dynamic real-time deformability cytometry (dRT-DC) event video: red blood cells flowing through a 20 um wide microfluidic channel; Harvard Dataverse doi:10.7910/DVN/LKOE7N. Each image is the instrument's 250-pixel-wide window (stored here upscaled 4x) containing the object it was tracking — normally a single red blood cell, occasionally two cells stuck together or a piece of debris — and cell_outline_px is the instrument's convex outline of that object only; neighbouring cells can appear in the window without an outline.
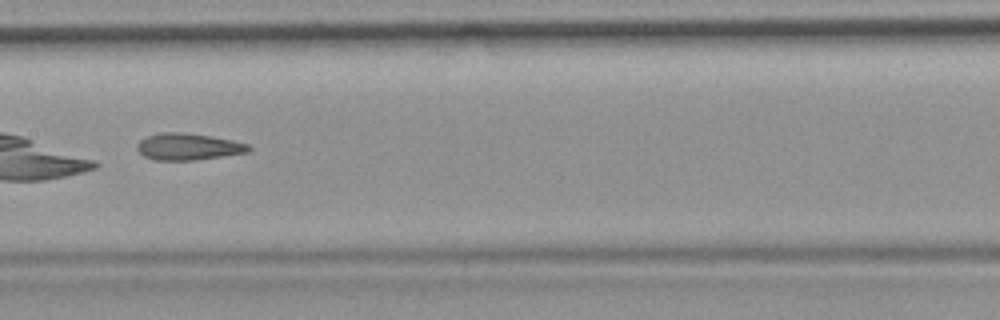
{"species": "common noctule bat (a hibernating species)", "species_latin": "Nyctalus noctula", "temperature_condition": "room temperature", "stored_images_in_passage": 38, "camera_frame_rate_fps": 3000, "um_per_image_px": 0.085, "animal": {"sex": "female", "body_mass_g": 19.9}, "frame": {"image": 1, "passage_image": 27, "time_ms": 8.667, "image_size_px": [1000, 320], "cell_outline_px": [[252, 148], [248, 152], [196, 160], [152, 160], [144, 156], [136, 148], [136, 144], [140, 140], [148, 136], [164, 132], [184, 132], [232, 140], [248, 144]], "centroid_in_image_um": [15.98, 12.47], "position_along_channel_um": 191.4, "area_um2": 17.28}}